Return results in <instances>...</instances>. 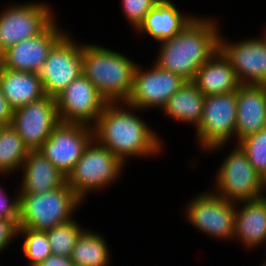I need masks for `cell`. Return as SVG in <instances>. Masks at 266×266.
<instances>
[{
    "instance_id": "1",
    "label": "cell",
    "mask_w": 266,
    "mask_h": 266,
    "mask_svg": "<svg viewBox=\"0 0 266 266\" xmlns=\"http://www.w3.org/2000/svg\"><path fill=\"white\" fill-rule=\"evenodd\" d=\"M139 112L125 102L107 103L93 126L94 138L124 164L133 158H155L165 152L163 138Z\"/></svg>"
},
{
    "instance_id": "2",
    "label": "cell",
    "mask_w": 266,
    "mask_h": 266,
    "mask_svg": "<svg viewBox=\"0 0 266 266\" xmlns=\"http://www.w3.org/2000/svg\"><path fill=\"white\" fill-rule=\"evenodd\" d=\"M204 16L197 15L177 35L157 43L153 63L185 81H193L198 69L219 50V21L216 16Z\"/></svg>"
},
{
    "instance_id": "3",
    "label": "cell",
    "mask_w": 266,
    "mask_h": 266,
    "mask_svg": "<svg viewBox=\"0 0 266 266\" xmlns=\"http://www.w3.org/2000/svg\"><path fill=\"white\" fill-rule=\"evenodd\" d=\"M103 46L82 42L83 74L108 103L126 102L138 63Z\"/></svg>"
},
{
    "instance_id": "4",
    "label": "cell",
    "mask_w": 266,
    "mask_h": 266,
    "mask_svg": "<svg viewBox=\"0 0 266 266\" xmlns=\"http://www.w3.org/2000/svg\"><path fill=\"white\" fill-rule=\"evenodd\" d=\"M83 204L67 182L44 193H19V227L52 229L73 219Z\"/></svg>"
},
{
    "instance_id": "5",
    "label": "cell",
    "mask_w": 266,
    "mask_h": 266,
    "mask_svg": "<svg viewBox=\"0 0 266 266\" xmlns=\"http://www.w3.org/2000/svg\"><path fill=\"white\" fill-rule=\"evenodd\" d=\"M125 167L126 164L93 138L66 178V182L85 203L91 192H102L117 183Z\"/></svg>"
},
{
    "instance_id": "6",
    "label": "cell",
    "mask_w": 266,
    "mask_h": 266,
    "mask_svg": "<svg viewBox=\"0 0 266 266\" xmlns=\"http://www.w3.org/2000/svg\"><path fill=\"white\" fill-rule=\"evenodd\" d=\"M236 116L237 91L205 96L202 120L195 131L198 149L208 154L225 150L235 139Z\"/></svg>"
},
{
    "instance_id": "7",
    "label": "cell",
    "mask_w": 266,
    "mask_h": 266,
    "mask_svg": "<svg viewBox=\"0 0 266 266\" xmlns=\"http://www.w3.org/2000/svg\"><path fill=\"white\" fill-rule=\"evenodd\" d=\"M233 146L217 168L212 190L234 203L257 199L261 196L262 176L253 168L242 148L238 144Z\"/></svg>"
},
{
    "instance_id": "8",
    "label": "cell",
    "mask_w": 266,
    "mask_h": 266,
    "mask_svg": "<svg viewBox=\"0 0 266 266\" xmlns=\"http://www.w3.org/2000/svg\"><path fill=\"white\" fill-rule=\"evenodd\" d=\"M0 10V55L22 40L41 34L56 18L45 1L16 2Z\"/></svg>"
},
{
    "instance_id": "9",
    "label": "cell",
    "mask_w": 266,
    "mask_h": 266,
    "mask_svg": "<svg viewBox=\"0 0 266 266\" xmlns=\"http://www.w3.org/2000/svg\"><path fill=\"white\" fill-rule=\"evenodd\" d=\"M210 190H203L186 203L185 220L210 238L233 242L236 203Z\"/></svg>"
},
{
    "instance_id": "10",
    "label": "cell",
    "mask_w": 266,
    "mask_h": 266,
    "mask_svg": "<svg viewBox=\"0 0 266 266\" xmlns=\"http://www.w3.org/2000/svg\"><path fill=\"white\" fill-rule=\"evenodd\" d=\"M82 43L68 31L50 50L37 72L46 96L56 97L83 71Z\"/></svg>"
},
{
    "instance_id": "11",
    "label": "cell",
    "mask_w": 266,
    "mask_h": 266,
    "mask_svg": "<svg viewBox=\"0 0 266 266\" xmlns=\"http://www.w3.org/2000/svg\"><path fill=\"white\" fill-rule=\"evenodd\" d=\"M142 65L136 66L132 89L125 103L145 112L150 108L161 111L185 80L153 62L150 68Z\"/></svg>"
},
{
    "instance_id": "12",
    "label": "cell",
    "mask_w": 266,
    "mask_h": 266,
    "mask_svg": "<svg viewBox=\"0 0 266 266\" xmlns=\"http://www.w3.org/2000/svg\"><path fill=\"white\" fill-rule=\"evenodd\" d=\"M60 122L93 127L108 103L82 73L55 97Z\"/></svg>"
},
{
    "instance_id": "13",
    "label": "cell",
    "mask_w": 266,
    "mask_h": 266,
    "mask_svg": "<svg viewBox=\"0 0 266 266\" xmlns=\"http://www.w3.org/2000/svg\"><path fill=\"white\" fill-rule=\"evenodd\" d=\"M220 33L219 51L231 63L240 84L266 85V28L262 36L228 41Z\"/></svg>"
},
{
    "instance_id": "14",
    "label": "cell",
    "mask_w": 266,
    "mask_h": 266,
    "mask_svg": "<svg viewBox=\"0 0 266 266\" xmlns=\"http://www.w3.org/2000/svg\"><path fill=\"white\" fill-rule=\"evenodd\" d=\"M93 138V127L60 122L38 151L67 178Z\"/></svg>"
},
{
    "instance_id": "15",
    "label": "cell",
    "mask_w": 266,
    "mask_h": 266,
    "mask_svg": "<svg viewBox=\"0 0 266 266\" xmlns=\"http://www.w3.org/2000/svg\"><path fill=\"white\" fill-rule=\"evenodd\" d=\"M59 123L56 99L45 96L14 110L11 126L29 150H38Z\"/></svg>"
},
{
    "instance_id": "16",
    "label": "cell",
    "mask_w": 266,
    "mask_h": 266,
    "mask_svg": "<svg viewBox=\"0 0 266 266\" xmlns=\"http://www.w3.org/2000/svg\"><path fill=\"white\" fill-rule=\"evenodd\" d=\"M55 19L41 34L8 48L0 55V64L7 69L37 73L53 46L68 32Z\"/></svg>"
},
{
    "instance_id": "17",
    "label": "cell",
    "mask_w": 266,
    "mask_h": 266,
    "mask_svg": "<svg viewBox=\"0 0 266 266\" xmlns=\"http://www.w3.org/2000/svg\"><path fill=\"white\" fill-rule=\"evenodd\" d=\"M233 241L246 251L266 248V200L259 197L236 203Z\"/></svg>"
},
{
    "instance_id": "18",
    "label": "cell",
    "mask_w": 266,
    "mask_h": 266,
    "mask_svg": "<svg viewBox=\"0 0 266 266\" xmlns=\"http://www.w3.org/2000/svg\"><path fill=\"white\" fill-rule=\"evenodd\" d=\"M266 127V85L241 84L237 90L235 144Z\"/></svg>"
},
{
    "instance_id": "19",
    "label": "cell",
    "mask_w": 266,
    "mask_h": 266,
    "mask_svg": "<svg viewBox=\"0 0 266 266\" xmlns=\"http://www.w3.org/2000/svg\"><path fill=\"white\" fill-rule=\"evenodd\" d=\"M178 8L173 0L158 1L134 32L158 43L174 37L197 16Z\"/></svg>"
},
{
    "instance_id": "20",
    "label": "cell",
    "mask_w": 266,
    "mask_h": 266,
    "mask_svg": "<svg viewBox=\"0 0 266 266\" xmlns=\"http://www.w3.org/2000/svg\"><path fill=\"white\" fill-rule=\"evenodd\" d=\"M19 193H44L62 186L66 177L38 150H29L22 167Z\"/></svg>"
},
{
    "instance_id": "21",
    "label": "cell",
    "mask_w": 266,
    "mask_h": 266,
    "mask_svg": "<svg viewBox=\"0 0 266 266\" xmlns=\"http://www.w3.org/2000/svg\"><path fill=\"white\" fill-rule=\"evenodd\" d=\"M192 82L204 96L234 92L241 85L231 63L219 50L198 69Z\"/></svg>"
},
{
    "instance_id": "22",
    "label": "cell",
    "mask_w": 266,
    "mask_h": 266,
    "mask_svg": "<svg viewBox=\"0 0 266 266\" xmlns=\"http://www.w3.org/2000/svg\"><path fill=\"white\" fill-rule=\"evenodd\" d=\"M0 85L13 110L46 96L38 73L11 70L1 64Z\"/></svg>"
},
{
    "instance_id": "23",
    "label": "cell",
    "mask_w": 266,
    "mask_h": 266,
    "mask_svg": "<svg viewBox=\"0 0 266 266\" xmlns=\"http://www.w3.org/2000/svg\"><path fill=\"white\" fill-rule=\"evenodd\" d=\"M204 98L192 81H185L166 102L162 114L174 121L193 125L196 129L202 120Z\"/></svg>"
},
{
    "instance_id": "24",
    "label": "cell",
    "mask_w": 266,
    "mask_h": 266,
    "mask_svg": "<svg viewBox=\"0 0 266 266\" xmlns=\"http://www.w3.org/2000/svg\"><path fill=\"white\" fill-rule=\"evenodd\" d=\"M100 231L85 229L76 241L71 260L74 266H111L110 246Z\"/></svg>"
},
{
    "instance_id": "25",
    "label": "cell",
    "mask_w": 266,
    "mask_h": 266,
    "mask_svg": "<svg viewBox=\"0 0 266 266\" xmlns=\"http://www.w3.org/2000/svg\"><path fill=\"white\" fill-rule=\"evenodd\" d=\"M28 152L29 149L24 145L22 138L11 125L0 127L1 178L18 173Z\"/></svg>"
},
{
    "instance_id": "26",
    "label": "cell",
    "mask_w": 266,
    "mask_h": 266,
    "mask_svg": "<svg viewBox=\"0 0 266 266\" xmlns=\"http://www.w3.org/2000/svg\"><path fill=\"white\" fill-rule=\"evenodd\" d=\"M75 217L70 221L46 230L52 254L71 257L75 244L81 233L85 230Z\"/></svg>"
},
{
    "instance_id": "27",
    "label": "cell",
    "mask_w": 266,
    "mask_h": 266,
    "mask_svg": "<svg viewBox=\"0 0 266 266\" xmlns=\"http://www.w3.org/2000/svg\"><path fill=\"white\" fill-rule=\"evenodd\" d=\"M18 236L22 237V253L28 266H37L52 254L46 231L19 227Z\"/></svg>"
},
{
    "instance_id": "28",
    "label": "cell",
    "mask_w": 266,
    "mask_h": 266,
    "mask_svg": "<svg viewBox=\"0 0 266 266\" xmlns=\"http://www.w3.org/2000/svg\"><path fill=\"white\" fill-rule=\"evenodd\" d=\"M237 144L246 153L253 168L263 177L266 174V127Z\"/></svg>"
},
{
    "instance_id": "29",
    "label": "cell",
    "mask_w": 266,
    "mask_h": 266,
    "mask_svg": "<svg viewBox=\"0 0 266 266\" xmlns=\"http://www.w3.org/2000/svg\"><path fill=\"white\" fill-rule=\"evenodd\" d=\"M159 0H121L123 15L133 31L143 22L146 15Z\"/></svg>"
},
{
    "instance_id": "30",
    "label": "cell",
    "mask_w": 266,
    "mask_h": 266,
    "mask_svg": "<svg viewBox=\"0 0 266 266\" xmlns=\"http://www.w3.org/2000/svg\"><path fill=\"white\" fill-rule=\"evenodd\" d=\"M19 218H0V255L19 236Z\"/></svg>"
},
{
    "instance_id": "31",
    "label": "cell",
    "mask_w": 266,
    "mask_h": 266,
    "mask_svg": "<svg viewBox=\"0 0 266 266\" xmlns=\"http://www.w3.org/2000/svg\"><path fill=\"white\" fill-rule=\"evenodd\" d=\"M13 193L15 195L11 199L0 184V218H19V190Z\"/></svg>"
},
{
    "instance_id": "32",
    "label": "cell",
    "mask_w": 266,
    "mask_h": 266,
    "mask_svg": "<svg viewBox=\"0 0 266 266\" xmlns=\"http://www.w3.org/2000/svg\"><path fill=\"white\" fill-rule=\"evenodd\" d=\"M13 109L10 107L8 100L3 95L0 85V126H8L12 123Z\"/></svg>"
},
{
    "instance_id": "33",
    "label": "cell",
    "mask_w": 266,
    "mask_h": 266,
    "mask_svg": "<svg viewBox=\"0 0 266 266\" xmlns=\"http://www.w3.org/2000/svg\"><path fill=\"white\" fill-rule=\"evenodd\" d=\"M37 266H74L70 257L51 254Z\"/></svg>"
},
{
    "instance_id": "34",
    "label": "cell",
    "mask_w": 266,
    "mask_h": 266,
    "mask_svg": "<svg viewBox=\"0 0 266 266\" xmlns=\"http://www.w3.org/2000/svg\"><path fill=\"white\" fill-rule=\"evenodd\" d=\"M261 198L266 200V174L262 177Z\"/></svg>"
},
{
    "instance_id": "35",
    "label": "cell",
    "mask_w": 266,
    "mask_h": 266,
    "mask_svg": "<svg viewBox=\"0 0 266 266\" xmlns=\"http://www.w3.org/2000/svg\"><path fill=\"white\" fill-rule=\"evenodd\" d=\"M265 257H266V255H265ZM261 264H262L261 266H266V258L262 261Z\"/></svg>"
}]
</instances>
